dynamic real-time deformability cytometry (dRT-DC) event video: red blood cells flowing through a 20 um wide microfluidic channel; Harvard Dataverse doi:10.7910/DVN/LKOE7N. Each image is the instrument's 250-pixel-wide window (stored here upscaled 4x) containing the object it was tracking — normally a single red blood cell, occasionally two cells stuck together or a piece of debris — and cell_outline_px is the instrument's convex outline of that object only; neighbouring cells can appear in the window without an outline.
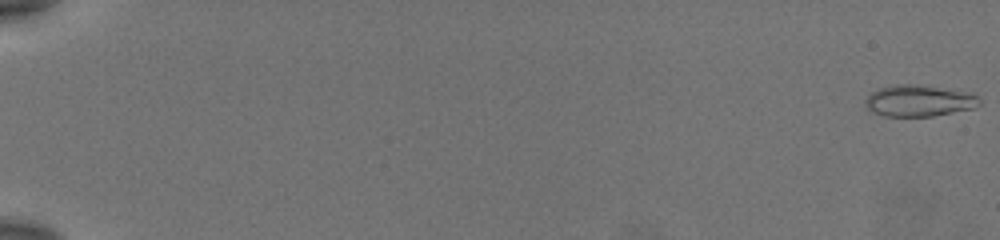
{"species": "common noctule bat (a hibernating species)", "species_latin": "Nyctalus noctula", "temperature_condition": "warm", "stored_images_in_passage": 32, "camera_frame_rate_fps": 3000, "um_per_image_px": 0.085, "animal": {"sex": "female", "body_mass_g": 19.5, "forearm_length_mm": 54.1}, "frame": {"image": 1, "passage_image": 1, "time_ms": 0.0, "image_size_px": [1000, 240], "cell_outline_px": [[980, 104], [972, 108], [932, 116], [884, 116], [872, 112], [864, 104], [864, 100], [872, 92], [880, 88], [896, 84], [920, 84], [976, 92], [980, 100]], "centroid_in_image_um": [78.15, 8.54], "position_along_channel_um": 6.8, "area_um2": 21.21}}
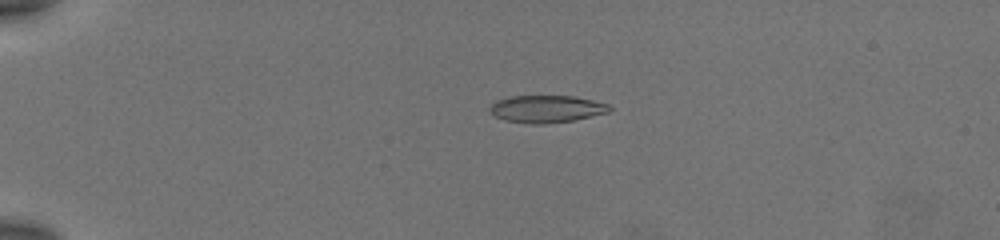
{"frame": {"image": 2, "passage_image": 22, "time_ms": 7.0, "image_size_px": [1000, 240], "cell_outline_px": [[612, 112], [572, 120], [544, 124], [532, 124], [504, 120], [488, 112], [488, 108], [496, 100], [508, 96], [572, 96], [592, 100], [608, 104], [612, 108]], "centroid_in_image_um": [46.43, 9.26], "position_along_channel_um": 38.6, "area_um2": 19.13}}